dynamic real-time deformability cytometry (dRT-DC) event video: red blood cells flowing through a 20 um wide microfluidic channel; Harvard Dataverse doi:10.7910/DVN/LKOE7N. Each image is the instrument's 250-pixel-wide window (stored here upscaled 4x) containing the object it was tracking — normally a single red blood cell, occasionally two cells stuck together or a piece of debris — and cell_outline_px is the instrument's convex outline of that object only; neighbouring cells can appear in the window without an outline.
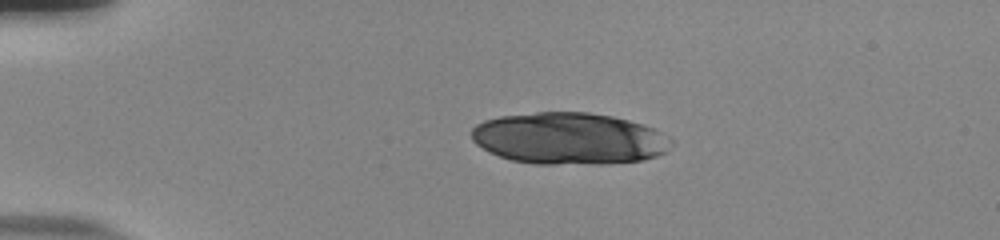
{"species": "human", "species_latin": "Homo sapiens", "temperature_condition": "room temperature", "stored_images_in_passage": 15, "camera_frame_rate_fps": 3000, "um_per_image_px": 0.085, "donor": {"sex": "male"}, "frame": {"image": 1, "passage_image": 1, "time_ms": 0.0, "image_size_px": [1000, 240], "cell_outline_px": [[664, 152], [656, 156], [640, 160], [600, 164], [536, 164], [512, 160], [488, 152], [476, 144], [472, 140], [472, 128], [476, 124], [484, 120], [500, 116], [536, 112], [588, 112], [612, 116], [628, 120], [652, 128], [656, 132], [664, 148]], "centroid_in_image_um": [48.17, 11.77], "position_along_channel_um": 36.8, "area_um2": 59.07}}